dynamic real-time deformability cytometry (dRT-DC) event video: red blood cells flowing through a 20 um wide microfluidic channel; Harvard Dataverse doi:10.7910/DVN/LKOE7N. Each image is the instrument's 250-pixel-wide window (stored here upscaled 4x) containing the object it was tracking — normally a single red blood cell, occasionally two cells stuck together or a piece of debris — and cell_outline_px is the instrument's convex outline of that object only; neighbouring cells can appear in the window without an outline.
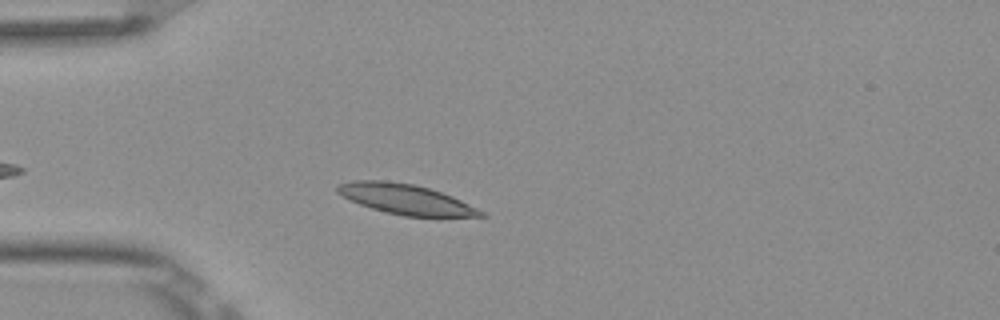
{"species": "Egyptian fruit bat (a non-hibernating species)", "species_latin": "Rousettus aegyptiacus", "temperature_condition": "room temperature", "stored_images_in_passage": 42, "camera_frame_rate_fps": 3000, "um_per_image_px": 0.085, "frame": {"image": 1, "passage_image": 7, "time_ms": 2.0, "image_size_px": [1000, 320], "cell_outline_px": [[488, 216], [404, 216], [372, 208], [360, 204], [336, 192], [336, 184], [352, 180], [388, 180], [412, 184], [428, 188], [452, 196], [484, 212]], "centroid_in_image_um": [34.44, 16.91], "position_along_channel_um": 50.6, "area_um2": 24.74}}
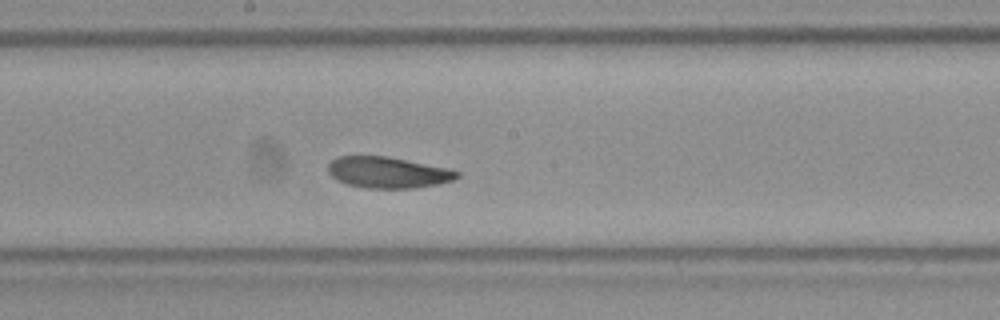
{"frame": {"image": 2, "passage_image": 21, "time_ms": 6.667, "image_size_px": [1000, 320], "cell_outline_px": [[460, 176], [452, 180], [440, 184], [416, 188], [368, 188], [348, 184], [336, 180], [328, 172], [328, 164], [336, 156], [388, 156], [448, 168], [460, 172]], "centroid_in_image_um": [32.98, 14.65], "position_along_channel_um": 215.2, "area_um2": 23.52}}
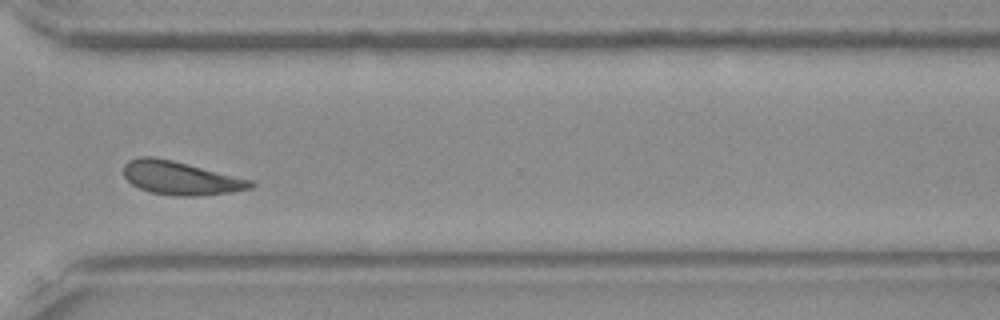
{"frame": {"image": 3, "passage_image": 32, "time_ms": 10.333, "image_size_px": [1000, 320], "cell_outline_px": [[256, 184], [252, 188], [232, 192], [200, 196], [176, 196], [152, 192], [140, 188], [132, 184], [124, 176], [124, 164], [128, 160], [136, 156], [156, 156], [252, 180]], "centroid_in_image_um": [15.34, 15.12], "position_along_channel_um": 355.3, "area_um2": 24.8}, "authors_computed_cell_mechanics": {"area_um2": 23.9292, "velocity_mm_per_s": 3.8202, "shape_relaxation_time_tau1_ms": 3.3689, "shape_relaxation_time_tau2_ms": null, "deformation_change_tau1": 0.0961, "deformation_change_tau2": null}}